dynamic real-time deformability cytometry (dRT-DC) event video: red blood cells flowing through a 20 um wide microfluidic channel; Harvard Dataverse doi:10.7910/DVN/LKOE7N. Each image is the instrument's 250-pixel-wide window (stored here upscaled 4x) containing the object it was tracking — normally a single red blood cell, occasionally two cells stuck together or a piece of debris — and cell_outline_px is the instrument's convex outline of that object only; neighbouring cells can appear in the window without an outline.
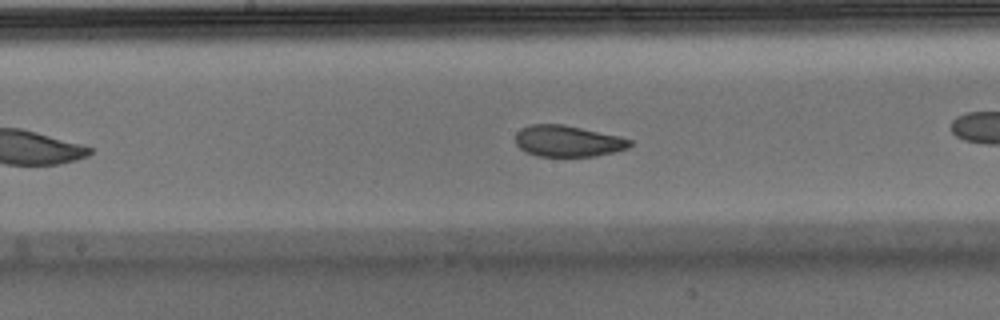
{"species": "Egyptian fruit bat (a non-hibernating species)", "species_latin": "Rousettus aegyptiacus", "temperature_condition": "warm", "stored_images_in_passage": 27, "camera_frame_rate_fps": 3000, "um_per_image_px": 0.085, "animal": {"sex": "male"}, "frame": {"image": 1, "passage_image": 16, "time_ms": 5.0, "image_size_px": [1000, 320], "cell_outline_px": [[632, 144], [628, 148], [612, 152], [592, 156], [536, 156], [524, 152], [516, 144], [516, 132], [520, 128], [532, 124], [564, 124], [620, 136], [632, 140]], "centroid_in_image_um": [48.24, 11.98], "position_along_channel_um": 200.0, "area_um2": 20.92}}
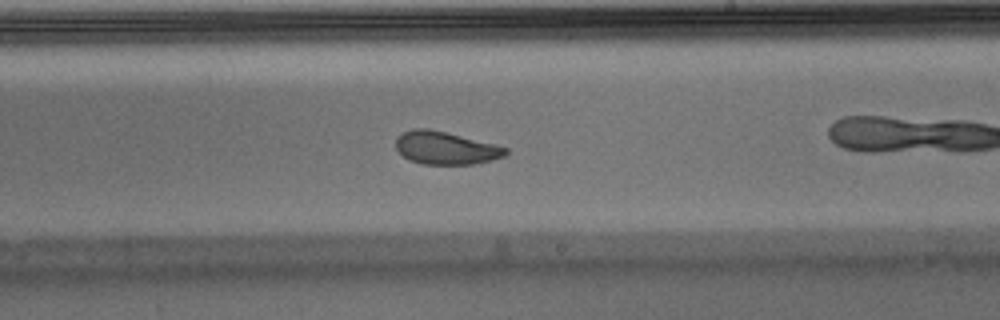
{"frame": {"image": 2, "passage_image": 20, "time_ms": 6.333, "image_size_px": [1000, 320], "cell_outline_px": [[508, 152], [504, 156], [492, 160], [472, 164], [424, 164], [412, 160], [404, 156], [396, 148], [396, 136], [412, 128], [428, 128], [496, 144], [508, 148]], "centroid_in_image_um": [37.89, 12.57], "position_along_channel_um": 251.1, "area_um2": 20.87}}